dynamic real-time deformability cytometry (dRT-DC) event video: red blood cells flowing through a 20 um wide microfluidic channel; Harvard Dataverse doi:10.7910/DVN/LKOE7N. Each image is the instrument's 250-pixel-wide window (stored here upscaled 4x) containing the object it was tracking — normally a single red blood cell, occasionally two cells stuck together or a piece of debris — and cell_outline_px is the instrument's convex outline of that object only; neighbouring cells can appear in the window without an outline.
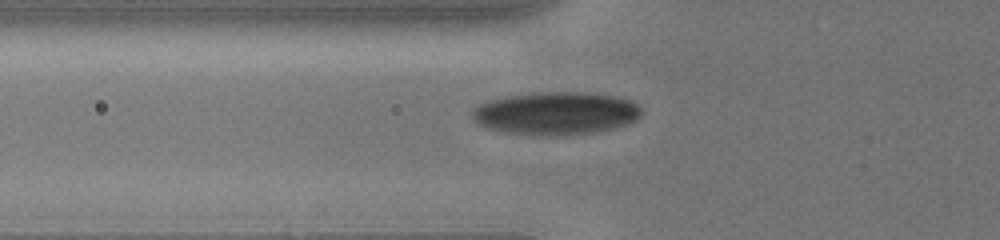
{"species": "human", "species_latin": "Homo sapiens", "temperature_condition": "cold", "stored_images_in_passage": 47, "camera_frame_rate_fps": 3000, "um_per_image_px": 0.085, "donor": {"sex": "male"}, "frame": {"image": 1, "passage_image": 2, "time_ms": 0.333, "image_size_px": [1000, 240], "cell_outline_px": [[644, 112], [636, 120], [628, 124], [596, 132], [560, 136], [548, 136], [500, 132], [476, 124], [472, 120], [472, 108], [488, 100], [504, 96], [536, 92], [584, 92], [616, 96], [628, 100], [636, 104]], "centroid_in_image_um": [47.21, 9.64], "position_along_channel_um": 78.6, "area_um2": 42.83}}
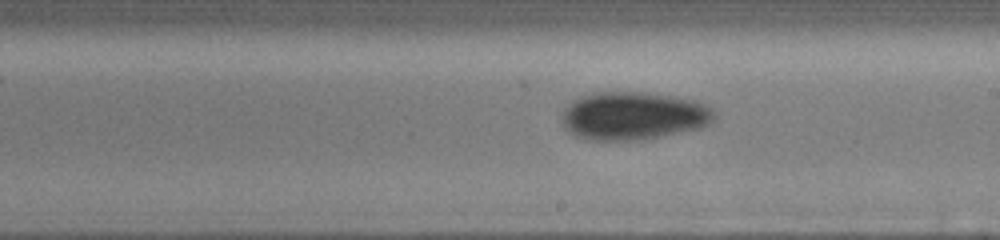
{"frame": {"image": 2, "passage_image": 21, "time_ms": 4.333, "image_size_px": [1000, 240], "cell_outline_px": [[716, 116], [708, 124], [700, 128], [636, 140], [584, 140], [568, 132], [564, 128], [560, 116], [564, 108], [572, 100], [580, 96], [592, 92], [640, 92], [672, 96], [696, 100], [712, 108]], "centroid_in_image_um": [53.76, 9.84], "position_along_channel_um": 235.2, "area_um2": 42.83}}
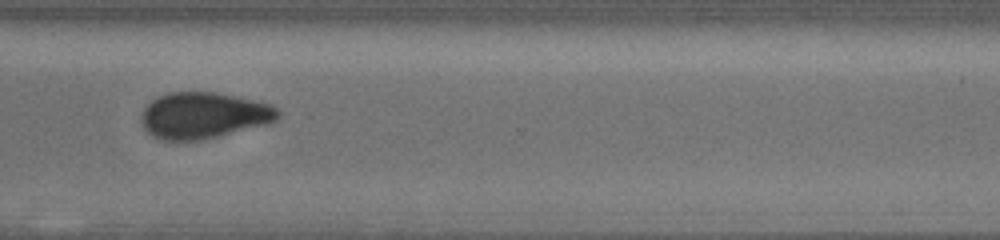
{"frame": {"image": 3, "passage_image": 46, "time_ms": 7.333, "image_size_px": [1000, 240], "cell_outline_px": [[280, 116], [276, 120], [268, 124], [216, 136], [196, 140], [164, 140], [152, 136], [144, 128], [140, 116], [144, 108], [156, 96], [168, 92], [216, 92], [256, 100], [272, 104], [280, 112]], "centroid_in_image_um": [17.31, 9.79], "position_along_channel_um": 353.3, "area_um2": 36.82}}